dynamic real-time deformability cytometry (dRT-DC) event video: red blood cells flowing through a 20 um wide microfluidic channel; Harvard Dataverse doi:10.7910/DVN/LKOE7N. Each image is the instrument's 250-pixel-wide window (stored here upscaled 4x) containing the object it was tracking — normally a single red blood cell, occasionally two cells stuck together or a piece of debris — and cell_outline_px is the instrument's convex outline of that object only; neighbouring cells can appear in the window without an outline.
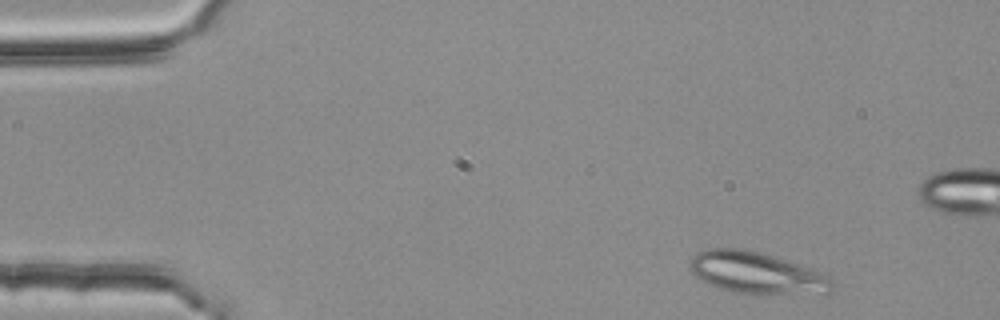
{"species": "common noctule bat (a hibernating species)", "species_latin": "Nyctalus noctula", "temperature_condition": "room temperature", "stored_images_in_passage": 4, "camera_frame_rate_fps": 3000, "um_per_image_px": 0.085, "animal": {"sex": "female", "body_mass_g": 25.1}, "frame": {"image": 1, "passage_image": 1, "time_ms": 0.0, "image_size_px": [1000, 320], "cell_outline_px": [[832, 292], [828, 296], [824, 296], [732, 292], [720, 288], [696, 276], [688, 268], [688, 264], [692, 256], [696, 252], [708, 248], [736, 248], [760, 252], [800, 264], [820, 272], [828, 276], [832, 280]], "centroid_in_image_um": [64.39, 23.22], "position_along_channel_um": 20.6, "area_um2": 35.03}}